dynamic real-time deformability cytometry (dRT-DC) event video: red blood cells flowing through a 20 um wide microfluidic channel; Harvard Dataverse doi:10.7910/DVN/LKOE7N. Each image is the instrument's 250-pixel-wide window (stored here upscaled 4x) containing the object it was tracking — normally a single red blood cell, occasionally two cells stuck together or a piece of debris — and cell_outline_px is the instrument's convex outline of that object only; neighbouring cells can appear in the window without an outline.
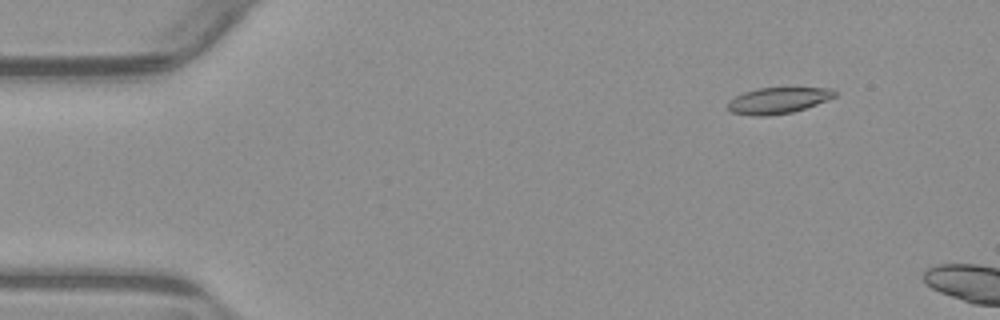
{"species": "common noctule bat (a hibernating species)", "species_latin": "Nyctalus noctula", "temperature_condition": "warm", "stored_images_in_passage": 11, "camera_frame_rate_fps": 3000, "um_per_image_px": 0.085, "animal": {"sex": "male", "body_mass_g": 23.1, "forearm_length_mm": 52.7}, "frame": {"image": 1, "passage_image": 7, "time_ms": 2.0, "image_size_px": [1000, 320], "cell_outline_px": [[836, 96], [828, 100], [792, 112], [768, 116], [752, 116], [732, 112], [728, 108], [728, 100], [744, 92], [756, 88], [832, 88], [836, 92]], "centroid_in_image_um": [66.12, 8.54], "position_along_channel_um": 18.9, "area_um2": 16.24}}